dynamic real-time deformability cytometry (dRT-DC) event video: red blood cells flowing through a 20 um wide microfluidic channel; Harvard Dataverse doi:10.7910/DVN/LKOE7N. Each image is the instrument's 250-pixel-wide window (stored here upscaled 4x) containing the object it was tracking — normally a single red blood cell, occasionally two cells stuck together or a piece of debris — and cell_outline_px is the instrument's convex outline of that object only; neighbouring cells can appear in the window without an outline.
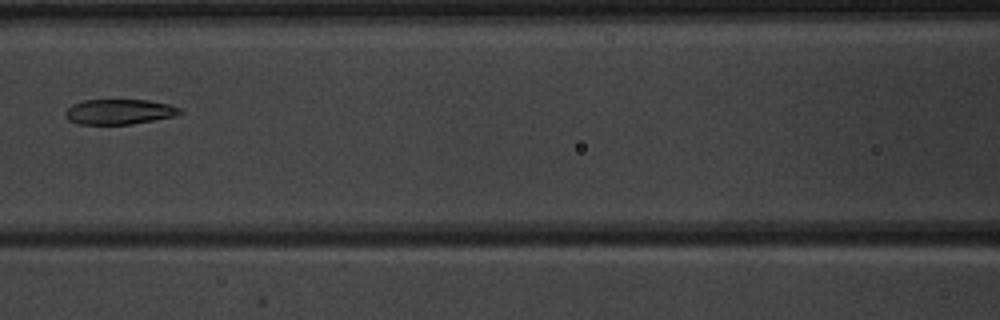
{"species": "common noctule bat (a hibernating species)", "species_latin": "Nyctalus noctula", "temperature_condition": "warm", "stored_images_in_passage": 4, "camera_frame_rate_fps": 3000, "um_per_image_px": 0.085, "animal": {"sex": "male", "body_mass_g": 20.1, "forearm_length_mm": 53.5}, "frame": {"image": 1, "passage_image": 3, "time_ms": 2.333, "image_size_px": [1000, 320], "cell_outline_px": [[184, 112], [176, 116], [132, 124], [80, 124], [68, 120], [64, 116], [64, 112], [72, 104], [84, 100], [148, 100], [168, 104], [180, 108]], "centroid_in_image_um": [10.14, 9.5], "position_along_channel_um": 156.5, "area_um2": 16.88}}
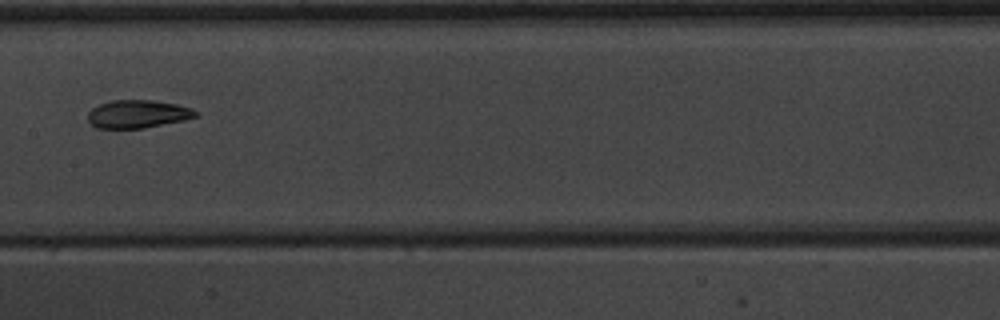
{"frame": {"image": 2, "passage_image": 4, "time_ms": 3.333, "image_size_px": [1000, 320], "cell_outline_px": [[200, 116], [184, 120], [144, 128], [96, 128], [88, 120], [88, 112], [92, 108], [100, 104], [112, 100], [152, 100], [176, 104], [192, 108], [200, 112]], "centroid_in_image_um": [11.75, 9.69], "position_along_channel_um": 195.7, "area_um2": 17.69}}